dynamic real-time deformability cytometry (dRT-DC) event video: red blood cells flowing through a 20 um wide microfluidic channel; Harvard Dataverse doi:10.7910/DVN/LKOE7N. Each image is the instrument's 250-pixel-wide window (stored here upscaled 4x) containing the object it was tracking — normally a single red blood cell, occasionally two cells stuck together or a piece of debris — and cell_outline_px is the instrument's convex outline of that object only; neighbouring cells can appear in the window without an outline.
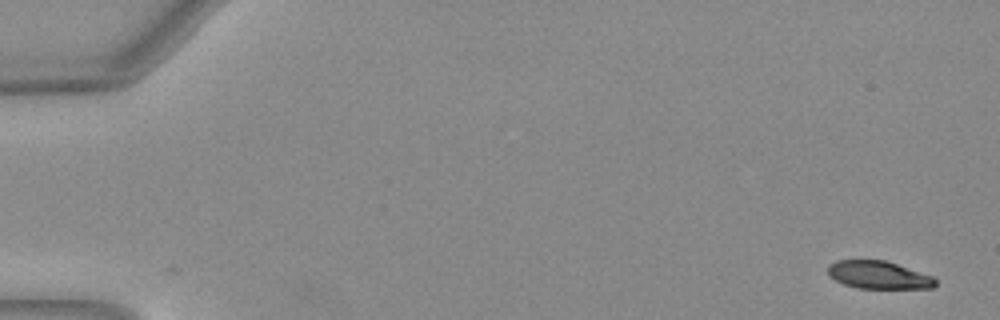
{"species": "Egyptian fruit bat (a non-hibernating species)", "species_latin": "Rousettus aegyptiacus", "temperature_condition": "warm", "stored_images_in_passage": 51, "camera_frame_rate_fps": 3000, "um_per_image_px": 0.085, "animal": {"sex": "female"}, "frame": {"image": 1, "passage_image": 1, "time_ms": 0.0, "image_size_px": [1000, 320], "cell_outline_px": [[936, 284], [932, 288], [856, 288], [844, 284], [828, 276], [828, 264], [836, 260], [884, 260], [932, 276], [936, 280]], "centroid_in_image_um": [74.63, 23.37], "position_along_channel_um": 10.4, "area_um2": 17.28}}
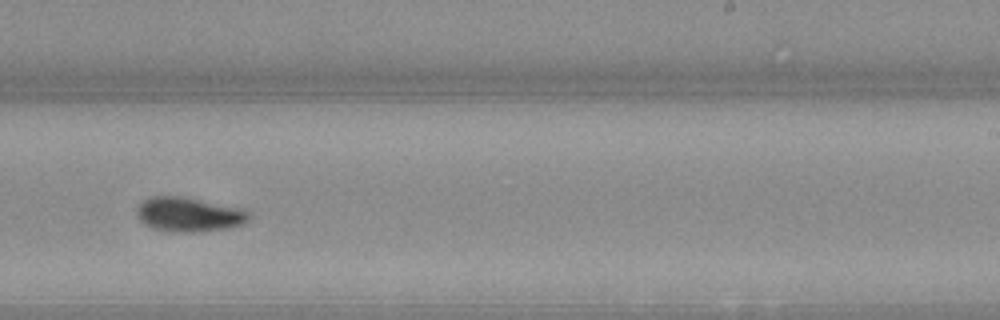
{"frame": {"image": 2, "passage_image": 32, "time_ms": 10.333, "image_size_px": [1000, 320], "cell_outline_px": [[248, 220], [244, 224], [228, 228], [200, 232], [168, 232], [152, 228], [144, 224], [136, 216], [136, 208], [144, 200], [152, 196], [180, 196], [244, 208], [248, 212]], "centroid_in_image_um": [16.04, 18.24], "position_along_channel_um": 273.0, "area_um2": 22.72}}
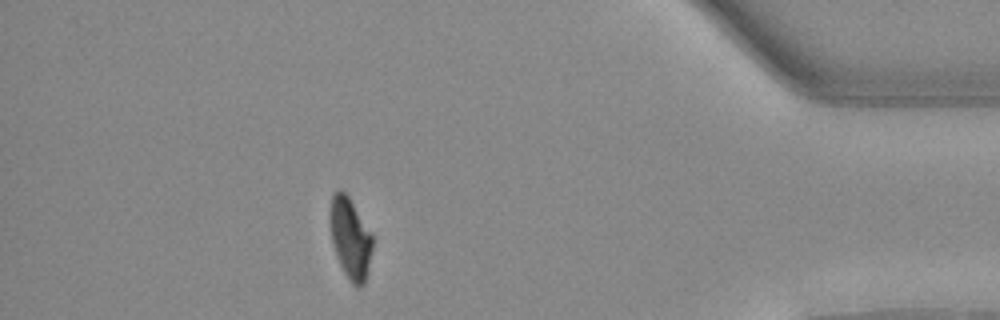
{"frame": {"image": 3, "passage_image": 45, "time_ms": 14.667, "image_size_px": [1000, 320], "cell_outline_px": [[372, 248], [368, 268], [364, 284], [360, 288], [356, 288], [352, 284], [344, 272], [340, 264], [332, 244], [328, 212], [332, 196], [340, 188], [348, 196], [372, 236]], "centroid_in_image_um": [29.74, 20.26], "position_along_channel_um": 405.5, "area_um2": 19.83}, "authors_computed_cell_mechanics": {"area_um2": 20.519, "velocity_mm_per_s": 4.033, "shape_relaxation_time_tau1_ms": 3.71, "shape_relaxation_time_tau2_ms": 3.8875, "deformation_change_tau1": 0.189, "deformation_change_tau2": 0.0791}}